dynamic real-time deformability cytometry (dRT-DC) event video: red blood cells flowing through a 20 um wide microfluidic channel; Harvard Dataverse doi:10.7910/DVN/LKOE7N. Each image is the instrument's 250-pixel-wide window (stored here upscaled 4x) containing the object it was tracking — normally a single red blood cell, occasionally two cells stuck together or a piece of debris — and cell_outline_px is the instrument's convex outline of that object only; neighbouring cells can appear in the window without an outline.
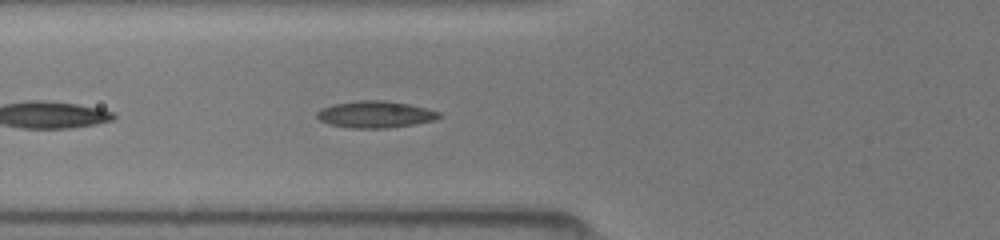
{"species": "common noctule bat (a hibernating species)", "species_latin": "Nyctalus noctula", "temperature_condition": "room temperature", "stored_images_in_passage": 7, "camera_frame_rate_fps": 3000, "um_per_image_px": 0.085, "animal": {"sex": "female", "body_mass_g": 19.5, "forearm_length_mm": 54.1}, "frame": {"image": 1, "passage_image": 4, "time_ms": 1.0, "image_size_px": [1000, 240], "cell_outline_px": [[440, 116], [436, 120], [388, 128], [352, 128], [328, 124], [320, 120], [316, 116], [316, 112], [320, 108], [332, 104], [360, 100], [384, 100], [408, 104], [428, 108], [440, 112]], "centroid_in_image_um": [31.88, 9.72], "position_along_channel_um": 93.9, "area_um2": 19.13}}